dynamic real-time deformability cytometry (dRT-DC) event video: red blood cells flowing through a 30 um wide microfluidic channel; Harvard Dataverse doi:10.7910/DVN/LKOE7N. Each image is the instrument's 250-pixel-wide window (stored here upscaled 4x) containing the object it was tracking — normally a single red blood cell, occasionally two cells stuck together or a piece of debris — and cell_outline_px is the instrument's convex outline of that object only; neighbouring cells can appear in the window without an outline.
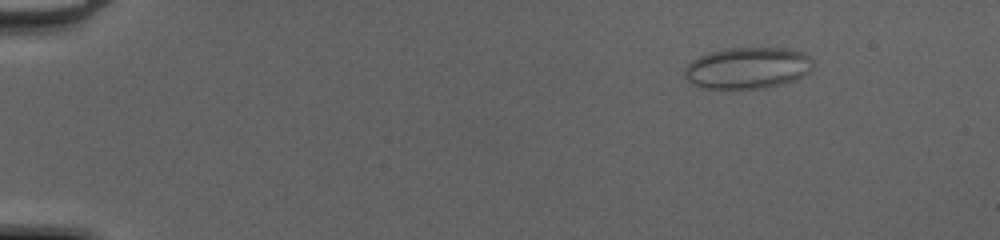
{"species": "common noctule bat (a hibernating species)", "species_latin": "Nyctalus noctula", "temperature_condition": "cold", "stored_images_in_passage": 50, "camera_frame_rate_fps": 3000, "um_per_image_px": 0.085, "animal": {"sex": "female", "body_mass_g": 20.0, "forearm_length_mm": 54.0}, "frame": {"image": 1, "passage_image": 7, "time_ms": 2.0, "image_size_px": [1000, 240], "cell_outline_px": [[812, 68], [808, 72], [796, 80], [764, 88], [700, 88], [692, 84], [684, 76], [684, 68], [692, 60], [700, 56], [712, 52], [728, 48], [788, 48], [804, 52], [812, 60]], "centroid_in_image_um": [63.54, 5.78], "position_along_channel_um": 21.5, "area_um2": 30.98}}
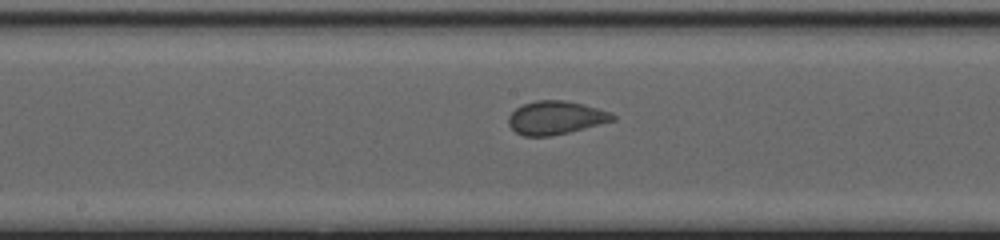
{"frame": {"image": 2, "passage_image": 28, "time_ms": 9.0, "image_size_px": [1000, 240], "cell_outline_px": [[616, 120], [568, 132], [548, 136], [524, 136], [516, 132], [508, 124], [508, 116], [516, 108], [524, 104], [536, 100], [564, 100], [584, 104], [612, 112], [616, 116]], "centroid_in_image_um": [47.25, 9.99], "position_along_channel_um": 201.0, "area_um2": 20.23}}
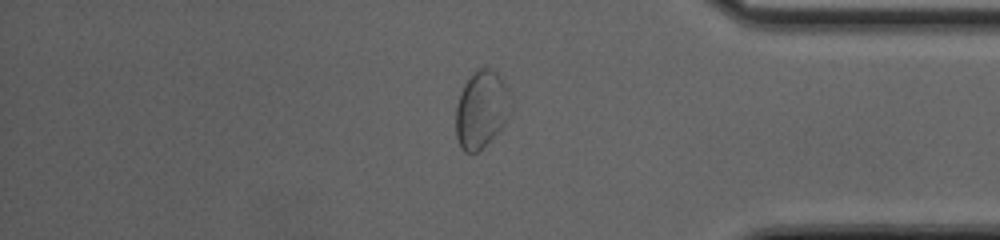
{"frame": {"image": 3, "passage_image": 43, "time_ms": 14.0, "image_size_px": [1000, 240], "cell_outline_px": [[512, 112], [500, 128], [476, 152], [464, 152], [460, 148], [456, 136], [456, 108], [460, 92], [464, 84], [476, 68], [492, 68], [500, 76], [508, 88], [512, 104]], "centroid_in_image_um": [40.92, 9.25], "position_along_channel_um": 394.3, "area_um2": 24.74}}